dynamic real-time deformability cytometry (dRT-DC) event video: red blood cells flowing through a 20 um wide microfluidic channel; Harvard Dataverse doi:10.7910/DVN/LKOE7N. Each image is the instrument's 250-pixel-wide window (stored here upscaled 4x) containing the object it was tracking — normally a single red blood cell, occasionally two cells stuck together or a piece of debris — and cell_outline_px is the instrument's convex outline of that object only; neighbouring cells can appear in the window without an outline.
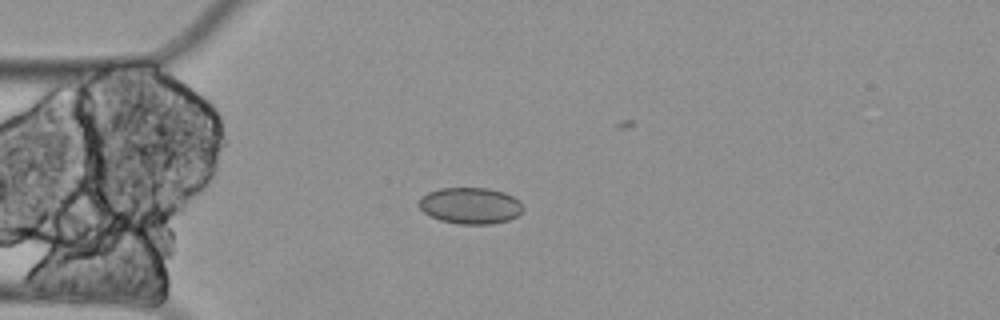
{"species": "Egyptian fruit bat (a non-hibernating species)", "species_latin": "Rousettus aegyptiacus", "temperature_condition": "cold", "stored_images_in_passage": 3, "camera_frame_rate_fps": 3000, "um_per_image_px": 0.085, "animal": {"sex": "female"}, "frame": {"image": 1, "passage_image": 1, "time_ms": 0.0, "image_size_px": [1000, 320], "cell_outline_px": [[524, 208], [516, 216], [508, 220], [492, 224], [456, 224], [440, 220], [424, 212], [416, 204], [420, 196], [428, 192], [440, 188], [488, 188], [504, 192], [512, 196]], "centroid_in_image_um": [39.92, 17.48], "position_along_channel_um": 45.1, "area_um2": 22.08}}
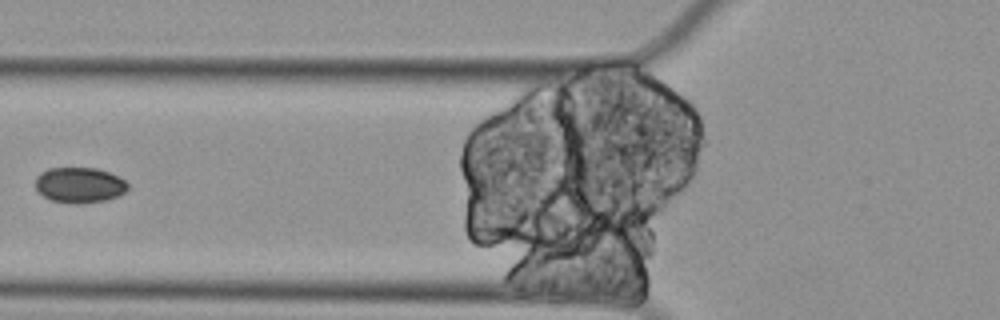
{"frame": {"image": 2, "passage_image": 3, "time_ms": 0.667, "image_size_px": [1000, 320], "cell_outline_px": [[128, 188], [124, 192], [116, 196], [104, 200], [84, 204], [72, 204], [52, 200], [44, 196], [36, 188], [36, 176], [40, 172], [48, 168], [96, 168], [108, 172], [124, 180], [128, 184]], "centroid_in_image_um": [6.73, 15.73], "position_along_channel_um": 119.1, "area_um2": 19.02}}